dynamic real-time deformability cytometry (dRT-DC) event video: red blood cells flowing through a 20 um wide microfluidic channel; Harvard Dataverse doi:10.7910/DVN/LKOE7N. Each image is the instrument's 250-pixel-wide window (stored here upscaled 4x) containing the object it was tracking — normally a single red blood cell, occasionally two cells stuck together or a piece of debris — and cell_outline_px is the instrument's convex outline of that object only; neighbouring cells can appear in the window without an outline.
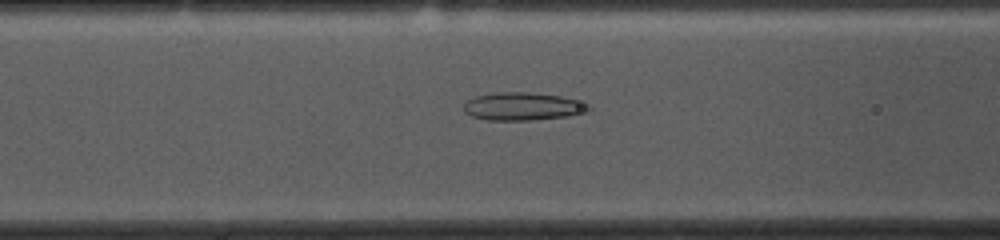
{"species": "common noctule bat (a hibernating species)", "species_latin": "Nyctalus noctula", "temperature_condition": "cold", "stored_images_in_passage": 54, "camera_frame_rate_fps": 3000, "um_per_image_px": 0.085, "animal": {"sex": "female", "body_mass_g": 10.0, "forearm_length_mm": 53.1}, "frame": {"image": 1, "passage_image": 20, "time_ms": 6.333, "image_size_px": [1000, 240], "cell_outline_px": [[592, 108], [588, 112], [568, 116], [532, 120], [484, 120], [472, 116], [464, 112], [464, 104], [468, 100], [476, 96], [496, 92], [528, 92], [560, 96], [576, 100], [588, 104]], "centroid_in_image_um": [44.43, 9.05], "position_along_channel_um": 122.2, "area_um2": 20.35}}
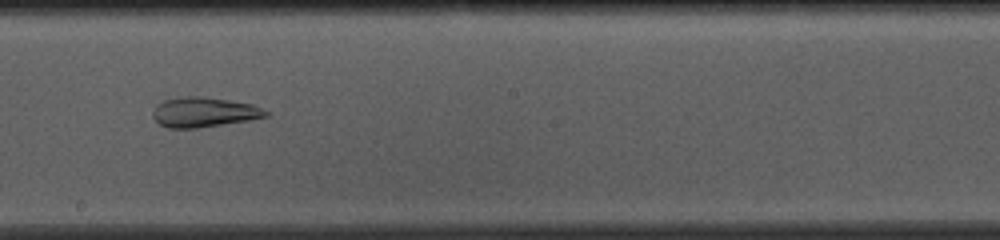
{"frame": {"image": 2, "passage_image": 29, "time_ms": 9.333, "image_size_px": [1000, 240], "cell_outline_px": [[272, 112], [268, 116], [252, 120], [196, 128], [168, 128], [160, 124], [152, 116], [152, 112], [156, 104], [164, 100], [180, 96], [204, 96], [252, 104]], "centroid_in_image_um": [17.36, 9.53], "position_along_channel_um": 230.8, "area_um2": 19.94}}
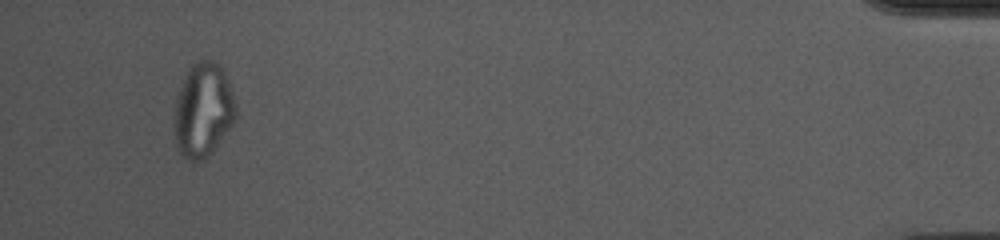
{"frame": {"image": 3, "passage_image": 51, "time_ms": 16.667, "image_size_px": [1000, 240], "cell_outline_px": [[236, 120], [212, 152], [208, 156], [192, 164], [180, 152], [176, 144], [176, 96], [188, 68], [192, 64], [200, 60], [212, 60], [224, 72], [228, 80], [236, 108]], "centroid_in_image_um": [17.28, 9.38], "position_along_channel_um": 417.9, "area_um2": 33.35}, "authors_computed_cell_mechanics": {"area_um2": 26.0967, "velocity_mm_per_s": 3.6366, "shape_relaxation_time_tau1_ms": null, "shape_relaxation_time_tau2_ms": 2.2377, "deformation_change_tau1": null, "deformation_change_tau2": 0.0939}}